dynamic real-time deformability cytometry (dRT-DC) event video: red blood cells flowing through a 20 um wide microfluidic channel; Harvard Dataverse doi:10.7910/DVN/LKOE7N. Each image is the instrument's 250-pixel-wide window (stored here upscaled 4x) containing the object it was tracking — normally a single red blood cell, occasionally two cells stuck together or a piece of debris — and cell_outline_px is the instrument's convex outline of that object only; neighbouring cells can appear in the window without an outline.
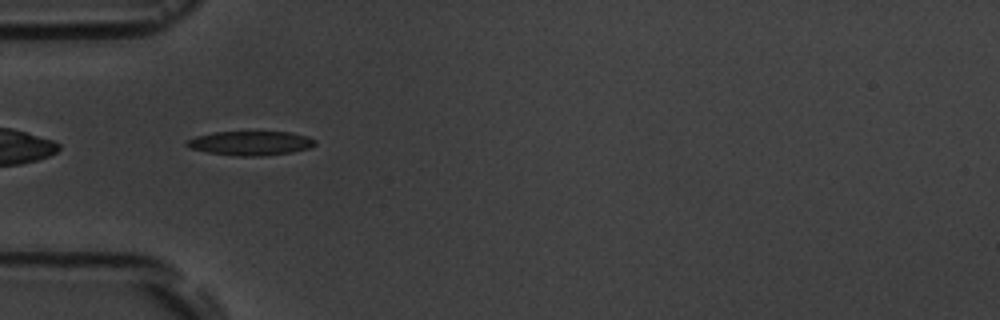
{"species": "common noctule bat (a hibernating species)", "species_latin": "Nyctalus noctula", "temperature_condition": "room temperature", "stored_images_in_passage": 5, "camera_frame_rate_fps": 3000, "um_per_image_px": 0.085, "animal": {"sex": "male", "body_mass_g": 19.5, "forearm_length_mm": 54.6}, "frame": {"image": 1, "passage_image": 4, "time_ms": 4.333, "image_size_px": [1000, 320], "cell_outline_px": [[316, 144], [308, 148], [292, 152], [260, 156], [236, 156], [208, 152], [188, 148], [184, 144], [188, 140], [196, 136], [212, 132], [288, 132], [308, 136], [316, 140]], "centroid_in_image_um": [21.28, 12.17], "position_along_channel_um": 63.7, "area_um2": 18.09}}
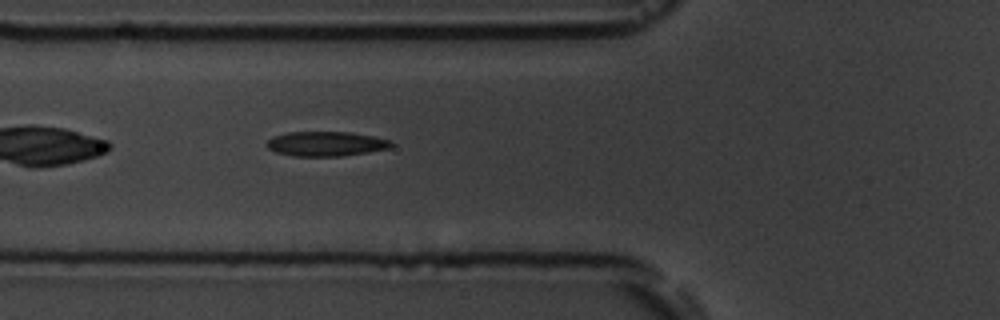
{"frame": {"image": 2, "passage_image": 5, "time_ms": 5.333, "image_size_px": [1000, 320], "cell_outline_px": [[392, 144], [388, 148], [368, 152], [340, 156], [292, 156], [276, 152], [268, 148], [264, 144], [272, 136], [288, 132], [348, 132], [372, 136], [388, 140]], "centroid_in_image_um": [27.62, 12.22], "position_along_channel_um": 98.2, "area_um2": 17.74}}